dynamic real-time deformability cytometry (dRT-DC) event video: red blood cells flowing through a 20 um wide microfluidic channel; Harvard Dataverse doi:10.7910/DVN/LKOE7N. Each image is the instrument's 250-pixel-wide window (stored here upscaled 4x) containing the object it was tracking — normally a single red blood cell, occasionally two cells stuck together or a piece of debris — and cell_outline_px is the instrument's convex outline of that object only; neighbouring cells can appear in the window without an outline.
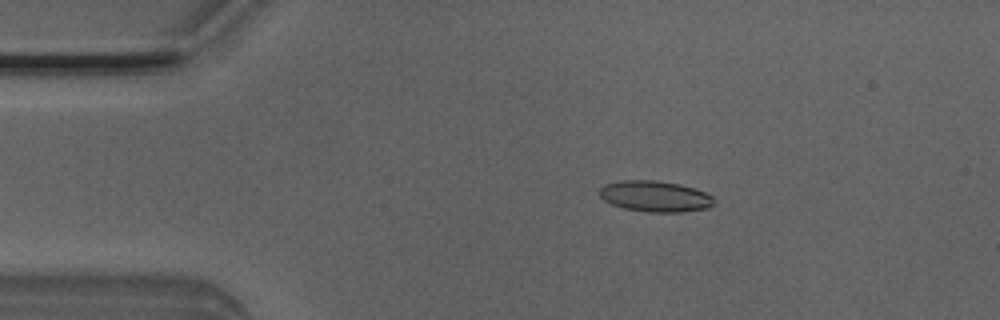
{"species": "Egyptian fruit bat (a non-hibernating species)", "species_latin": "Rousettus aegyptiacus", "temperature_condition": "room temperature", "stored_images_in_passage": 5, "camera_frame_rate_fps": 3000, "um_per_image_px": 0.085, "animal": {"sex": "male"}, "frame": {"image": 1, "passage_image": 3, "time_ms": 0.667, "image_size_px": [1000, 320], "cell_outline_px": [[716, 200], [708, 208], [680, 212], [648, 212], [624, 208], [612, 204], [604, 200], [600, 196], [600, 188], [604, 184], [620, 180], [656, 180], [680, 184], [704, 192], [712, 196]], "centroid_in_image_um": [55.67, 16.68], "position_along_channel_um": 29.3, "area_um2": 20.63}}